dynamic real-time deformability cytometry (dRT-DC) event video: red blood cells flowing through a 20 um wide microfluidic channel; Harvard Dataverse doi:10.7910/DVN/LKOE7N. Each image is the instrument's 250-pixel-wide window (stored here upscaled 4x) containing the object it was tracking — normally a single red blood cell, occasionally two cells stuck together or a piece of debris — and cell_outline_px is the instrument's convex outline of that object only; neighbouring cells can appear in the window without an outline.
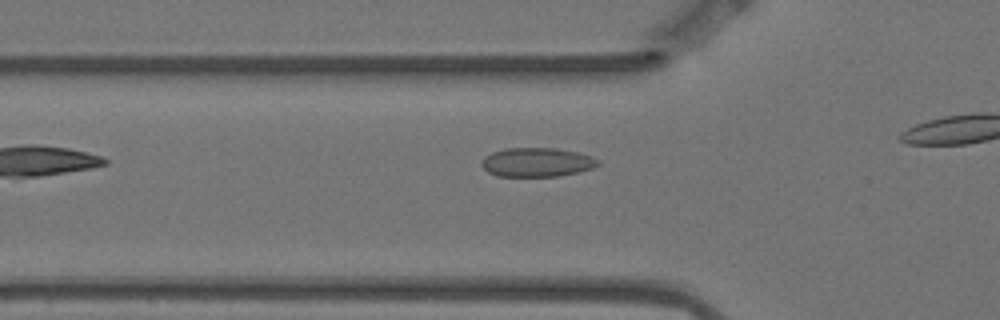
{"species": "Egyptian fruit bat (a non-hibernating species)", "species_latin": "Rousettus aegyptiacus", "temperature_condition": "warm", "stored_images_in_passage": 6, "camera_frame_rate_fps": 3000, "um_per_image_px": 0.085, "animal": {"sex": "female"}, "frame": {"image": 1, "passage_image": 3, "time_ms": 0.667, "image_size_px": [1000, 320], "cell_outline_px": [[600, 164], [592, 168], [576, 172], [556, 176], [496, 176], [488, 172], [480, 164], [480, 160], [484, 156], [492, 152], [504, 148], [556, 148], [580, 152], [592, 156], [600, 160]], "centroid_in_image_um": [45.62, 13.78], "position_along_channel_um": 80.2, "area_um2": 19.88}}
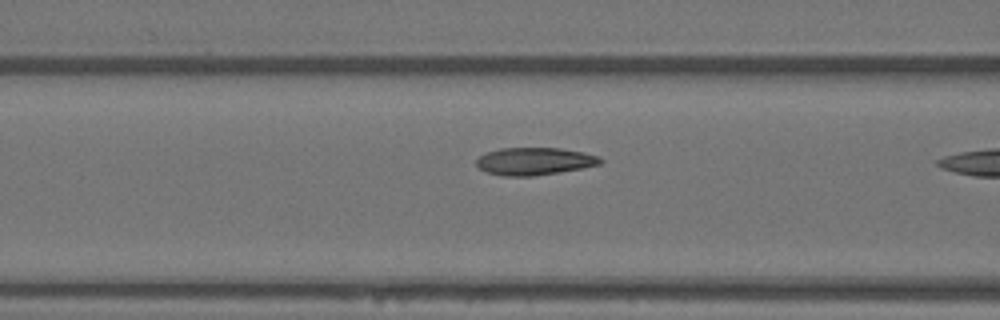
{"frame": {"image": 2, "passage_image": 5, "time_ms": 1.333, "image_size_px": [1000, 320], "cell_outline_px": [[604, 160], [600, 164], [560, 172], [532, 176], [504, 176], [488, 172], [480, 168], [476, 164], [476, 160], [480, 156], [488, 152], [500, 148], [560, 148], [584, 152], [600, 156]], "centroid_in_image_um": [45.46, 13.7], "position_along_channel_um": 121.1, "area_um2": 19.77}}